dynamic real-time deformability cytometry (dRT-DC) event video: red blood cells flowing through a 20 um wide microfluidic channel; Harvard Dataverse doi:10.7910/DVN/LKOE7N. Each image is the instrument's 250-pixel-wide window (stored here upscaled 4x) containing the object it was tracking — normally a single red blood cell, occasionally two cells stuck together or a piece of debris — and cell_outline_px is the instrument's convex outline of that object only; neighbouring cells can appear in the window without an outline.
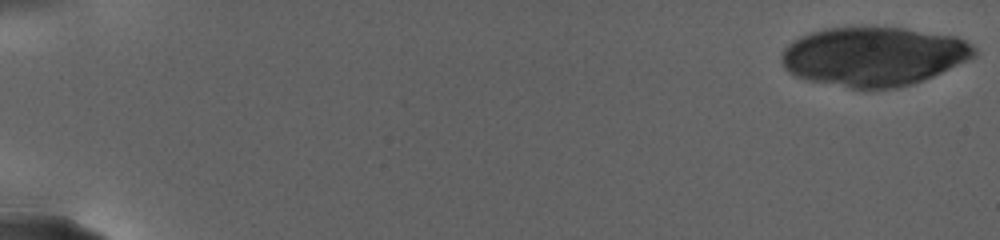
{"species": "human", "species_latin": "Homo sapiens", "temperature_condition": "warm", "stored_images_in_passage": 10, "camera_frame_rate_fps": 3000, "um_per_image_px": 0.085, "donor": {"sex": "female"}, "frame": {"image": 1, "passage_image": 1, "time_ms": 0.0, "image_size_px": [1000, 240], "cell_outline_px": [[976, 56], [924, 80], [912, 84], [896, 88], [876, 92], [864, 92], [808, 80], [796, 76], [788, 72], [784, 68], [780, 60], [780, 52], [792, 40], [800, 36], [824, 28], [904, 28], [956, 36], [972, 44], [976, 48]], "centroid_in_image_um": [74.22, 4.83], "position_along_channel_um": 10.8, "area_um2": 67.39}}